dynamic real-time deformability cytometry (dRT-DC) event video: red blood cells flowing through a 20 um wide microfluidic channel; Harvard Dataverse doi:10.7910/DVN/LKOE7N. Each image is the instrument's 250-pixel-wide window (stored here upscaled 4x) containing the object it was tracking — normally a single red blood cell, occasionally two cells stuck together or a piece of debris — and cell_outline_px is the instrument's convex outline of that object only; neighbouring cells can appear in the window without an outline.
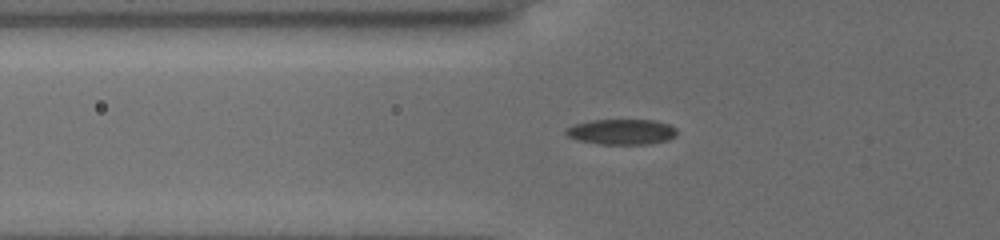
{"species": "common noctule bat (a hibernating species)", "species_latin": "Nyctalus noctula", "temperature_condition": "cold", "stored_images_in_passage": 54, "camera_frame_rate_fps": 3000, "um_per_image_px": 0.085, "animal": {"sex": "female", "body_mass_g": 19.5, "forearm_length_mm": 54.1}, "frame": {"image": 1, "passage_image": 22, "time_ms": 7.0, "image_size_px": [1000, 240], "cell_outline_px": [[676, 136], [668, 140], [648, 144], [600, 144], [580, 140], [568, 136], [564, 132], [564, 128], [572, 124], [592, 120], [652, 120], [668, 124], [676, 128]], "centroid_in_image_um": [52.81, 11.2], "position_along_channel_um": 73.0, "area_um2": 16.47}}
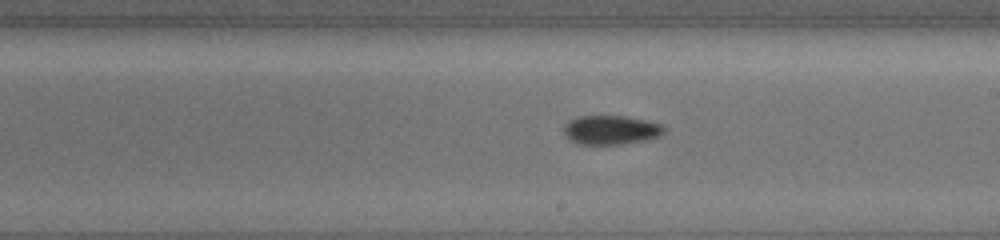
{"frame": {"image": 2, "passage_image": 35, "time_ms": 11.333, "image_size_px": [1000, 240], "cell_outline_px": [[664, 132], [656, 136], [644, 140], [620, 144], [576, 144], [568, 140], [564, 136], [564, 124], [568, 120], [576, 116], [628, 116], [648, 120], [660, 124], [664, 128]], "centroid_in_image_um": [51.84, 11.03], "position_along_channel_um": 237.2, "area_um2": 17.11}}
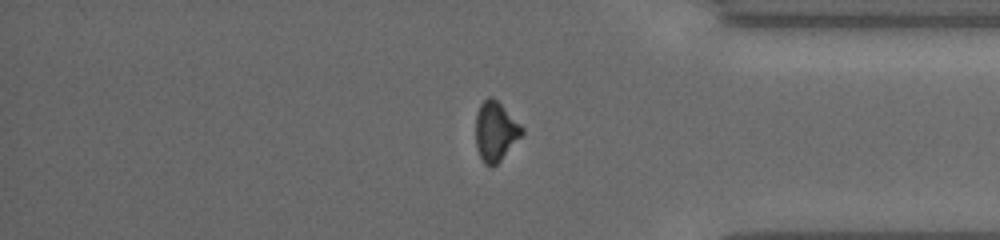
{"frame": {"image": 3, "passage_image": 48, "time_ms": 15.667, "image_size_px": [1000, 240], "cell_outline_px": [[524, 132], [500, 160], [492, 168], [484, 164], [476, 148], [476, 112], [480, 104], [488, 96], [492, 96], [524, 128]], "centroid_in_image_um": [42.09, 11.17], "position_along_channel_um": 393.1, "area_um2": 15.84}}